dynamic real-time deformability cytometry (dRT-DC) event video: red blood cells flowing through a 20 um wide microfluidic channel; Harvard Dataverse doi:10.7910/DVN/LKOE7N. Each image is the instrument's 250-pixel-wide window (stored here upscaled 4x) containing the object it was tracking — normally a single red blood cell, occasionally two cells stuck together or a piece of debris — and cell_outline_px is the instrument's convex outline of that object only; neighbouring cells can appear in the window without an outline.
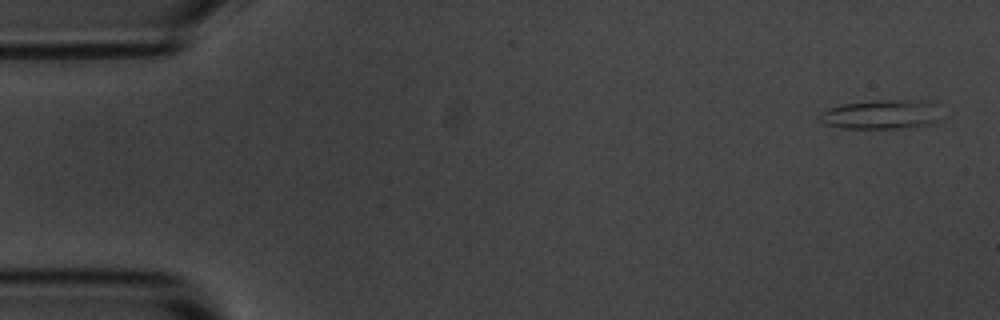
{"species": "common noctule bat (a hibernating species)", "species_latin": "Nyctalus noctula", "temperature_condition": "room temperature", "stored_images_in_passage": 5, "camera_frame_rate_fps": 3000, "um_per_image_px": 0.085, "animal": {"sex": "male", "body_mass_g": 20.1, "forearm_length_mm": 53.5}, "frame": {"image": 1, "passage_image": 1, "time_ms": 0.0, "image_size_px": [1000, 320], "cell_outline_px": [[936, 120], [928, 124], [904, 128], [840, 128], [828, 124], [820, 120], [820, 116], [828, 108], [840, 104], [876, 100], [924, 100], [932, 104]], "centroid_in_image_um": [74.81, 9.72], "position_along_channel_um": 10.2, "area_um2": 20.06}}